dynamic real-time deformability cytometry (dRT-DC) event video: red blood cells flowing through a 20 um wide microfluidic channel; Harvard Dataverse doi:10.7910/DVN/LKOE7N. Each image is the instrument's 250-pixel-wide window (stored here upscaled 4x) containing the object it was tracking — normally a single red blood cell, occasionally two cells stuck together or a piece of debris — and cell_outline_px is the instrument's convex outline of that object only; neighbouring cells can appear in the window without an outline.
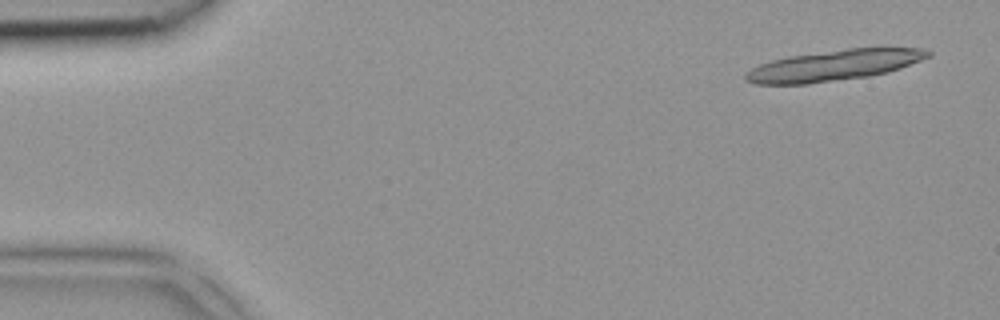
{"species": "common noctule bat (a hibernating species)", "species_latin": "Nyctalus noctula", "temperature_condition": "room temperature", "stored_images_in_passage": 8, "segment_of_instrument_passage": [1, 2], "camera_frame_rate_fps": 3000, "um_per_image_px": 0.085, "animal": {"sex": "female", "body_mass_g": 18.4}, "frame": {"image": 1, "passage_image": 1, "time_ms": 0.0, "image_size_px": [1000, 320], "cell_outline_px": [[932, 56], [900, 68], [888, 72], [868, 76], [808, 84], [756, 84], [744, 80], [744, 76], [752, 68], [760, 64], [772, 60], [788, 56], [848, 48], [920, 48], [932, 52]], "centroid_in_image_um": [70.89, 5.56], "position_along_channel_um": 14.1, "area_um2": 32.54}}